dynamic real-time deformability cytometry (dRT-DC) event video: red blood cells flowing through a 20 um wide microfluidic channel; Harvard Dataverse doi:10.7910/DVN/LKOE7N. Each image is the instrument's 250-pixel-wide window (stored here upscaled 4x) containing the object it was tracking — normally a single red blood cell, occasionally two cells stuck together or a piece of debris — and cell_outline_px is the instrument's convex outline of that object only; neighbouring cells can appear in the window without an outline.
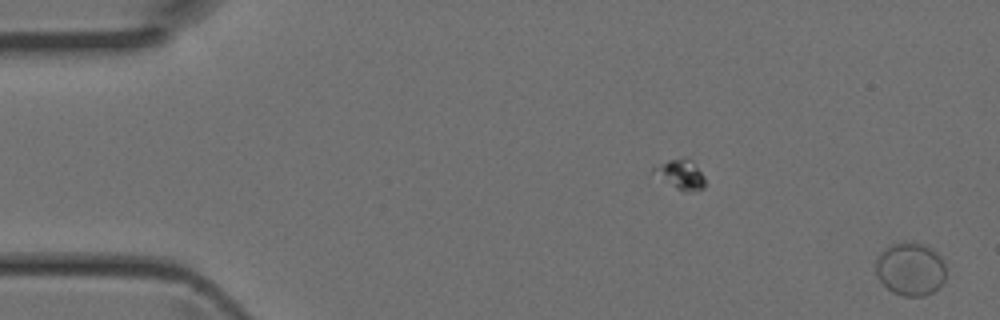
{"species": "Egyptian fruit bat (a non-hibernating species)", "species_latin": "Rousettus aegyptiacus", "temperature_condition": "room temperature", "stored_images_in_passage": 46, "segment_of_instrument_passage": [1, 2], "camera_frame_rate_fps": 3000, "um_per_image_px": 0.085, "animal": {"sex": "female"}, "frame": {"image": 1, "passage_image": 1, "time_ms": 0.0, "image_size_px": [1000, 320], "cell_outline_px": [[944, 280], [940, 288], [924, 296], [904, 296], [892, 292], [876, 276], [876, 260], [880, 252], [888, 244], [904, 240], [928, 244], [940, 256], [944, 264]], "centroid_in_image_um": [77.37, 22.83], "position_along_channel_um": 7.6, "area_um2": 22.2}}
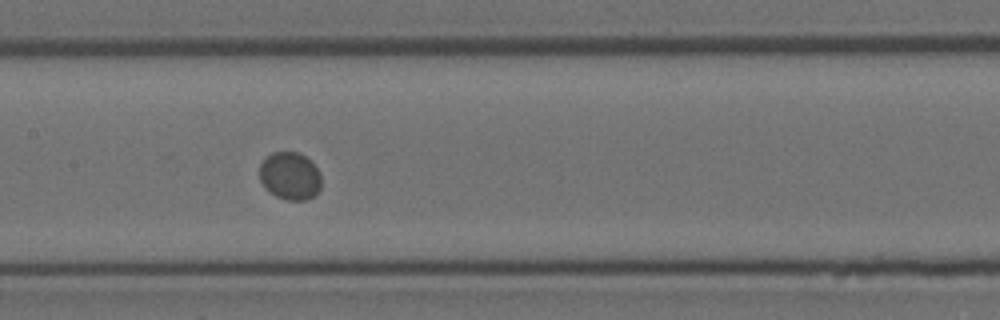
{"frame": {"image": 2, "passage_image": 22, "time_ms": 7.0, "image_size_px": [1000, 320], "cell_outline_px": [[320, 188], [316, 196], [308, 200], [288, 200], [276, 196], [268, 192], [260, 180], [260, 164], [272, 152], [300, 152], [320, 172]], "centroid_in_image_um": [24.65, 14.98], "position_along_channel_um": 182.7, "area_um2": 17.17}}
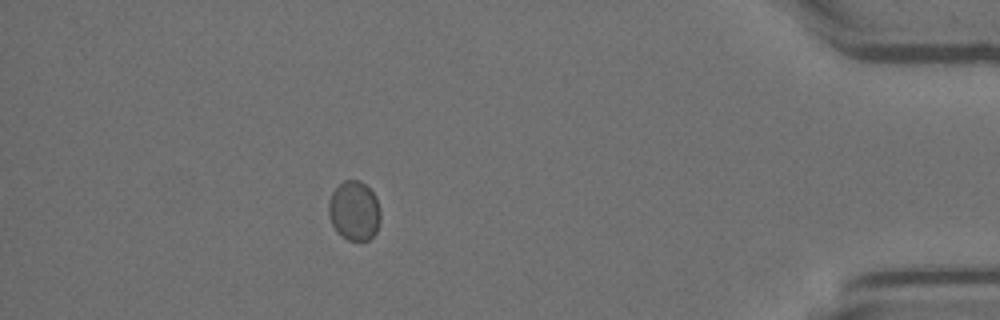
{"frame": {"image": 3, "passage_image": 40, "time_ms": 13.0, "image_size_px": [1000, 320], "cell_outline_px": [[380, 220], [376, 232], [368, 240], [348, 240], [336, 232], [328, 216], [328, 200], [332, 192], [344, 180], [360, 180], [376, 196], [380, 208]], "centroid_in_image_um": [30.1, 17.91], "position_along_channel_um": 405.1, "area_um2": 18.09}}